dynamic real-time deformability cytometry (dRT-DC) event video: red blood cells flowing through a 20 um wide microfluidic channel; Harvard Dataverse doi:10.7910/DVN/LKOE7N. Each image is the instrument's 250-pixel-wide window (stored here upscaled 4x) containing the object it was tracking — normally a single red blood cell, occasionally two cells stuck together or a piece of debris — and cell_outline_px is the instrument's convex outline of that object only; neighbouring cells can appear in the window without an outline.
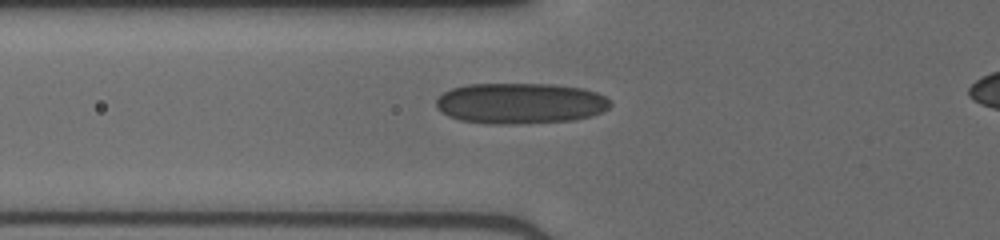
{"species": "human", "species_latin": "Homo sapiens", "temperature_condition": "cold", "stored_images_in_passage": 7, "segment_of_instrument_passage": [1, 2], "camera_frame_rate_fps": 3000, "um_per_image_px": 0.085, "donor": {"sex": "male"}, "frame": {"image": 1, "passage_image": 6, "time_ms": 1.667, "image_size_px": [1000, 240], "cell_outline_px": [[612, 104], [608, 108], [592, 116], [572, 120], [512, 124], [488, 124], [460, 120], [448, 116], [436, 108], [436, 100], [444, 92], [452, 88], [468, 84], [552, 84], [584, 88], [596, 92], [604, 96]], "centroid_in_image_um": [44.21, 8.78], "position_along_channel_um": 81.6, "area_um2": 41.5}}